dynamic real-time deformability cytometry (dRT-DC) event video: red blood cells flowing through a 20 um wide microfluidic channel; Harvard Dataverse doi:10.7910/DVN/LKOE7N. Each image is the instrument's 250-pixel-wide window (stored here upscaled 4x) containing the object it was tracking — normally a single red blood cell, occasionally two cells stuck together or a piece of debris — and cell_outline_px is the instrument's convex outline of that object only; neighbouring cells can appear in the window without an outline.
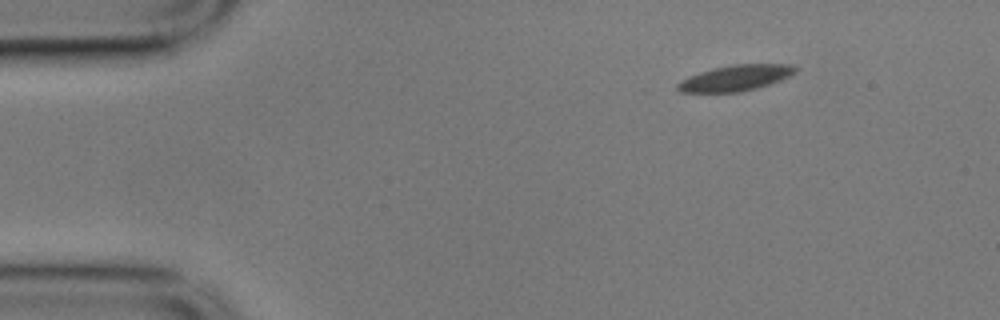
{"species": "common noctule bat (a hibernating species)", "species_latin": "Nyctalus noctula", "temperature_condition": "cold", "stored_images_in_passage": 51, "camera_frame_rate_fps": 3000, "um_per_image_px": 0.085, "animal": {"sex": "male", "body_mass_g": 17.9}, "frame": {"image": 1, "passage_image": 1, "time_ms": 0.0, "image_size_px": [1000, 320], "cell_outline_px": [[800, 68], [796, 72], [780, 80], [756, 88], [740, 92], [680, 92], [676, 88], [676, 84], [688, 76], [712, 68], [732, 64], [792, 64]], "centroid_in_image_um": [62.52, 6.62], "position_along_channel_um": 22.5, "area_um2": 17.74}}
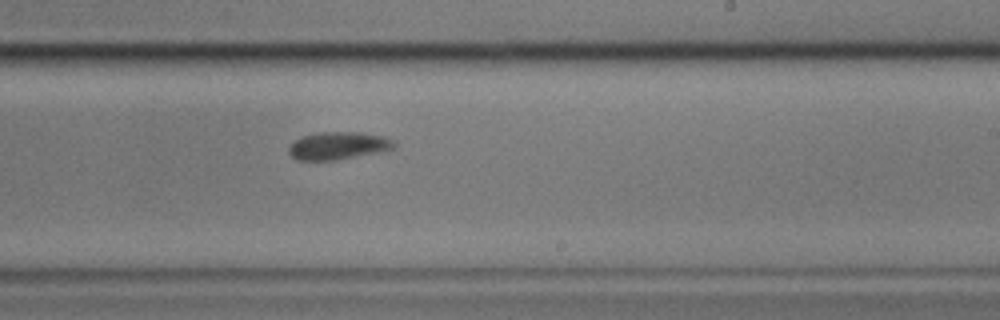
{"frame": {"image": 2, "passage_image": 28, "time_ms": 9.0, "image_size_px": [1000, 320], "cell_outline_px": [[396, 148], [336, 160], [300, 160], [292, 156], [288, 152], [288, 148], [296, 140], [304, 136], [316, 132], [360, 132], [384, 136], [392, 140], [396, 144]], "centroid_in_image_um": [28.76, 12.37], "position_along_channel_um": 260.2, "area_um2": 16.76}}
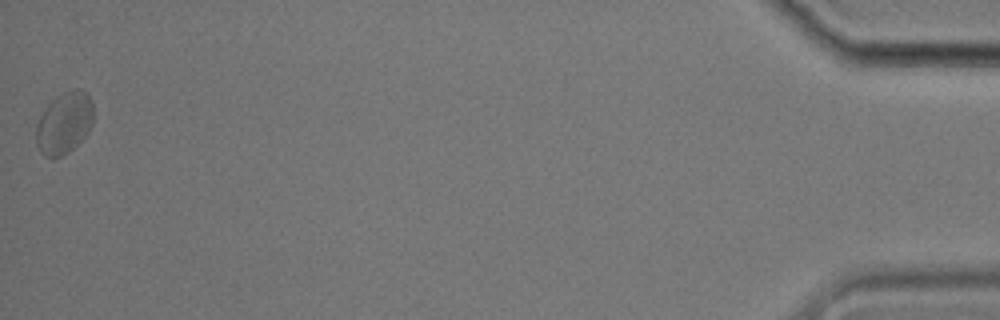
{"frame": {"image": 3, "passage_image": 51, "time_ms": 16.667, "image_size_px": [1000, 320], "cell_outline_px": [[92, 124], [88, 132], [68, 152], [60, 156], [44, 156], [40, 152], [36, 144], [36, 124], [44, 108], [56, 96], [64, 92], [76, 88], [84, 92], [92, 100]], "centroid_in_image_um": [5.43, 10.44], "position_along_channel_um": 429.8, "area_um2": 20.35}, "authors_computed_cell_mechanics": {"area_um2": 17.918, "velocity_mm_per_s": 3.4583, "shape_relaxation_time_tau1_ms": 6.6158, "shape_relaxation_time_tau2_ms": 2.6436, "deformation_change_tau1": 0.1129, "deformation_change_tau2": 0.0448}}